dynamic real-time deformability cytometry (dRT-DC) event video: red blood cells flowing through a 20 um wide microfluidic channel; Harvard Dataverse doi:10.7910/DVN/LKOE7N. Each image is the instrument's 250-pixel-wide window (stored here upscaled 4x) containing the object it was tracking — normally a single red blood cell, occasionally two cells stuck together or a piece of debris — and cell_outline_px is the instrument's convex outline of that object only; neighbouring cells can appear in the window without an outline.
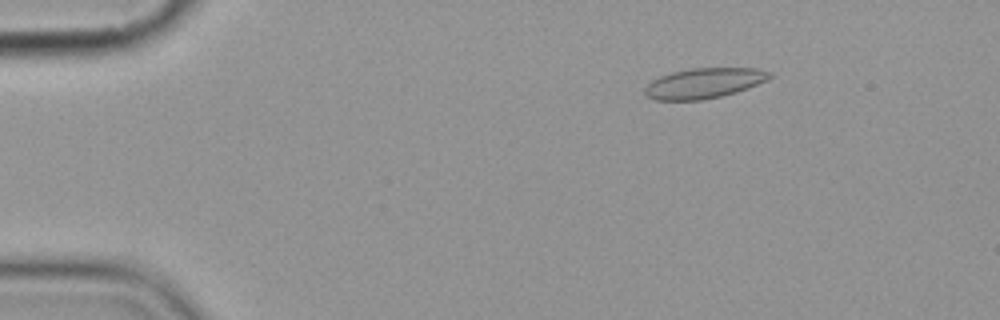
{"species": "common noctule bat (a hibernating species)", "species_latin": "Nyctalus noctula", "temperature_condition": "cold", "stored_images_in_passage": 6, "camera_frame_rate_fps": 3000, "um_per_image_px": 0.085, "animal": {"sex": "female", "body_mass_g": 19.9}, "frame": {"image": 1, "passage_image": 3, "time_ms": 2.333, "image_size_px": [1000, 320], "cell_outline_px": [[772, 76], [768, 80], [748, 88], [736, 92], [720, 96], [700, 100], [656, 100], [648, 96], [644, 92], [644, 88], [652, 80], [660, 76], [672, 72], [692, 68], [756, 68], [772, 72]], "centroid_in_image_um": [59.86, 7.06], "position_along_channel_um": 25.1, "area_um2": 21.96}}
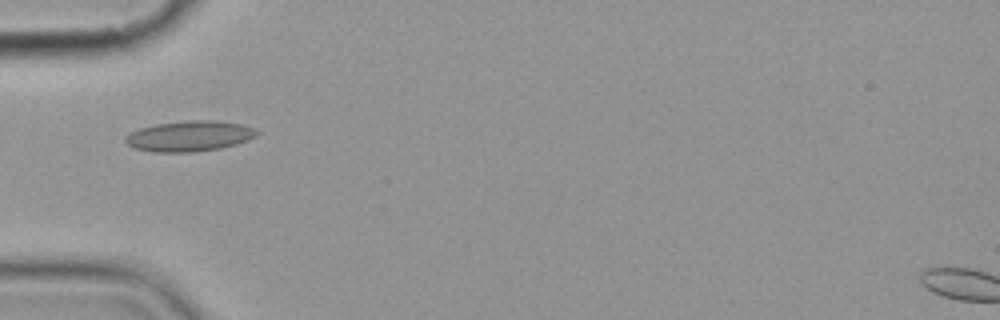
{"frame": {"image": 2, "passage_image": 6, "time_ms": 5.667, "image_size_px": [1000, 320], "cell_outline_px": [[260, 132], [256, 136], [248, 140], [236, 144], [220, 148], [196, 152], [152, 152], [132, 148], [124, 140], [124, 136], [140, 128], [156, 124], [188, 120], [216, 120], [240, 124], [252, 128]], "centroid_in_image_um": [16.08, 11.57], "position_along_channel_um": 68.9, "area_um2": 23.47}}